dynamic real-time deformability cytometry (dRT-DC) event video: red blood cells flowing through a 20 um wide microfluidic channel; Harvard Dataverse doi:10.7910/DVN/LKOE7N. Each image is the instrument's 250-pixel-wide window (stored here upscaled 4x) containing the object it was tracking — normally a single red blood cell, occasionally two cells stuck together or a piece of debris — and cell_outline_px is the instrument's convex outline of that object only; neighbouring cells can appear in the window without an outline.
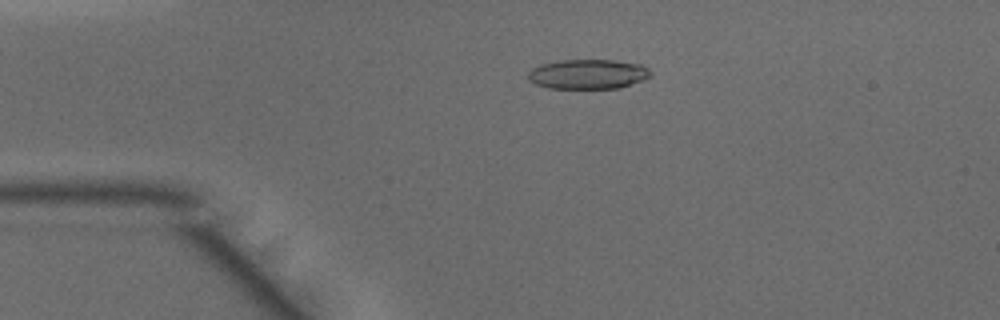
{"species": "common noctule bat (a hibernating species)", "species_latin": "Nyctalus noctula", "temperature_condition": "warm", "stored_images_in_passage": 48, "camera_frame_rate_fps": 3000, "um_per_image_px": 0.085, "animal": {"sex": "male", "body_mass_g": 15.6}, "frame": {"image": 1, "passage_image": 10, "time_ms": 3.0, "image_size_px": [1000, 320], "cell_outline_px": [[652, 76], [644, 80], [620, 88], [548, 88], [536, 84], [528, 80], [528, 72], [532, 68], [540, 64], [556, 60], [616, 60], [640, 64], [648, 68], [652, 72]], "centroid_in_image_um": [49.99, 6.29], "position_along_channel_um": 35.0, "area_um2": 21.44}}
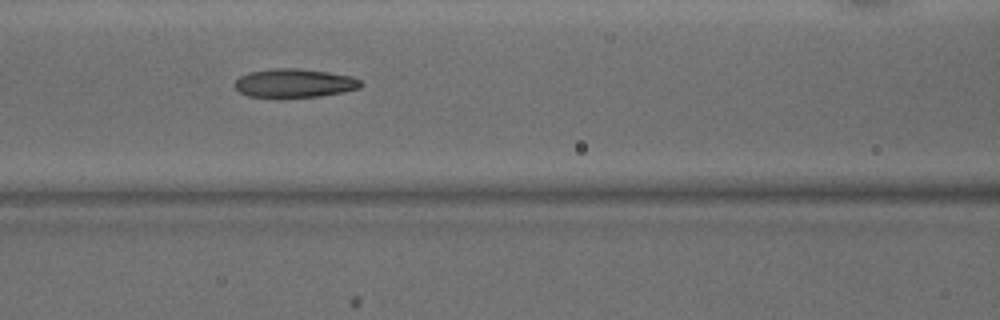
{"frame": {"image": 2, "passage_image": 20, "time_ms": 6.333, "image_size_px": [1000, 320], "cell_outline_px": [[364, 84], [360, 88], [344, 92], [320, 96], [248, 96], [240, 92], [232, 84], [240, 76], [248, 72], [276, 68], [300, 68], [328, 72], [352, 76], [360, 80]], "centroid_in_image_um": [25.05, 7.04], "position_along_channel_um": 141.5, "area_um2": 20.92}}
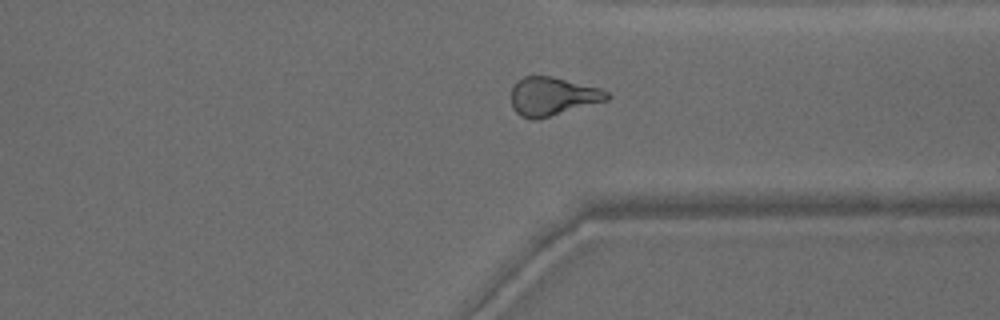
{"frame": {"image": 3, "passage_image": 36, "time_ms": 11.667, "image_size_px": [1000, 320], "cell_outline_px": [[612, 96], [608, 100], [536, 120], [532, 120], [520, 116], [512, 108], [512, 88], [516, 80], [524, 76], [552, 76], [600, 88], [608, 92]], "centroid_in_image_um": [46.96, 8.19], "position_along_channel_um": 364.4, "area_um2": 21.56}, "authors_computed_cell_mechanics": {"area_um2": 21.5016, "velocity_mm_per_s": 4.1856, "shape_relaxation_time_tau1_ms": null, "shape_relaxation_time_tau2_ms": 2.4957, "deformation_change_tau1": null, "deformation_change_tau2": 0.1117}}